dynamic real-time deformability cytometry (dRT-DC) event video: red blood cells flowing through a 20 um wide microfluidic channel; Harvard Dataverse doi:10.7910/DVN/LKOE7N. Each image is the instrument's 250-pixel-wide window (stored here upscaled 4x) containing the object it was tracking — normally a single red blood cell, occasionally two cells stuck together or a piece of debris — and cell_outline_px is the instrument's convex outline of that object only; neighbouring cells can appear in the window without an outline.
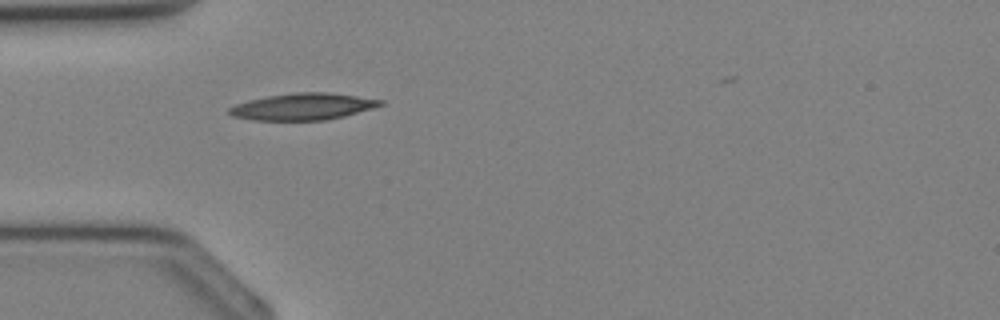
{"species": "Egyptian fruit bat (a non-hibernating species)", "species_latin": "Rousettus aegyptiacus", "temperature_condition": "cold", "stored_images_in_passage": 25, "camera_frame_rate_fps": 3000, "um_per_image_px": 0.085, "animal": {"sex": "female"}, "frame": {"image": 1, "passage_image": 1, "time_ms": 0.0, "image_size_px": [1000, 320], "cell_outline_px": [[384, 104], [372, 108], [344, 116], [324, 120], [252, 120], [232, 116], [228, 112], [228, 108], [236, 104], [248, 100], [268, 96], [296, 92], [328, 92], [384, 100]], "centroid_in_image_um": [25.73, 9.06], "position_along_channel_um": 59.3, "area_um2": 23.41}}
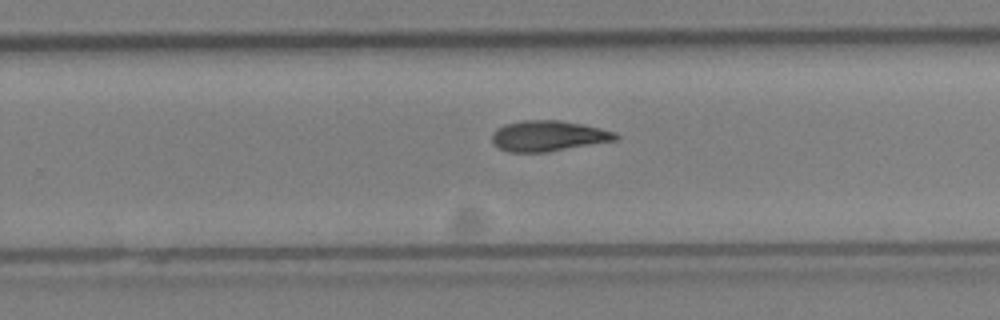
{"frame": {"image": 2, "passage_image": 13, "time_ms": 4.0, "image_size_px": [1000, 320], "cell_outline_px": [[620, 140], [548, 152], [508, 152], [492, 144], [492, 132], [496, 128], [504, 124], [520, 120], [560, 120], [584, 124], [616, 132], [620, 136]], "centroid_in_image_um": [46.63, 11.55], "position_along_channel_um": 283.2, "area_um2": 22.54}}
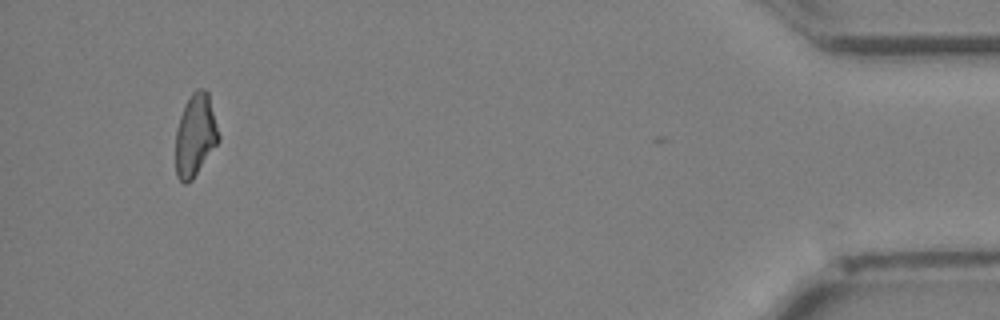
{"frame": {"image": 3, "passage_image": 24, "time_ms": 7.667, "image_size_px": [1000, 320], "cell_outline_px": [[220, 140], [192, 180], [188, 184], [184, 184], [176, 176], [176, 128], [184, 104], [192, 92], [196, 88], [204, 88], [208, 92], [220, 136]], "centroid_in_image_um": [16.6, 11.48], "position_along_channel_um": 418.6, "area_um2": 20.81}}